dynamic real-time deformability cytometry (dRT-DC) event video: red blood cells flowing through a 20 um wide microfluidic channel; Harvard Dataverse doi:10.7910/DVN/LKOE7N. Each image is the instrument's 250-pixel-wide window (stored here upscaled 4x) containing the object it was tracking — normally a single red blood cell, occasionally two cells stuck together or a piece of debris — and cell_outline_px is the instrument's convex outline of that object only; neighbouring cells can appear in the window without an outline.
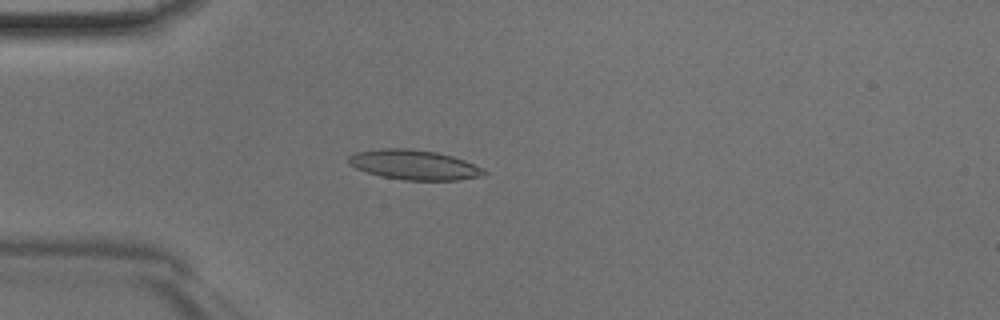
{"species": "Egyptian fruit bat (a non-hibernating species)", "species_latin": "Rousettus aegyptiacus", "temperature_condition": "room temperature", "stored_images_in_passage": 46, "camera_frame_rate_fps": 3000, "um_per_image_px": 0.085, "animal": {"sex": "male"}, "frame": {"image": 1, "passage_image": 13, "time_ms": 4.0, "image_size_px": [1000, 320], "cell_outline_px": [[488, 172], [480, 176], [456, 180], [404, 180], [380, 176], [356, 168], [348, 164], [348, 156], [356, 152], [380, 148], [408, 148], [436, 152], [452, 156], [464, 160], [484, 168]], "centroid_in_image_um": [35.18, 14.0], "position_along_channel_um": 49.8, "area_um2": 23.52}}
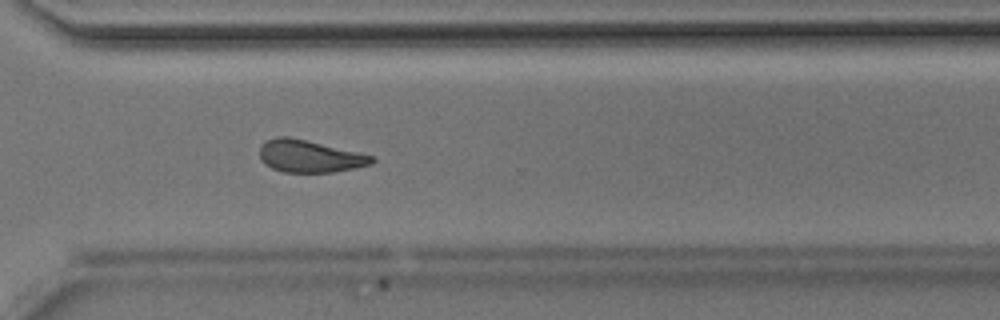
{"frame": {"image": 2, "passage_image": 34, "time_ms": 11.0, "image_size_px": [1000, 320], "cell_outline_px": [[376, 160], [372, 164], [356, 168], [332, 172], [284, 172], [272, 168], [264, 164], [260, 160], [260, 144], [276, 136], [288, 136], [356, 152], [372, 156]], "centroid_in_image_um": [26.27, 13.29], "position_along_channel_um": 344.3, "area_um2": 20.92}}
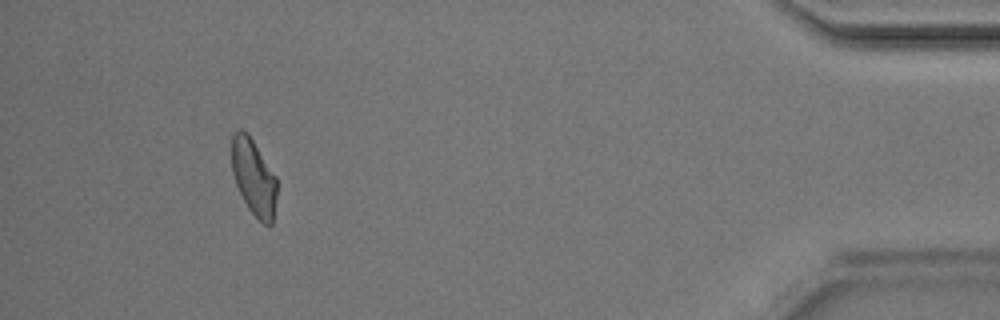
{"frame": {"image": 3, "passage_image": 43, "time_ms": 14.0, "image_size_px": [1000, 320], "cell_outline_px": [[276, 196], [272, 224], [264, 224], [248, 208], [236, 184], [232, 172], [232, 136], [240, 128], [248, 132], [276, 176]], "centroid_in_image_um": [21.56, 15.02], "position_along_channel_um": 413.6, "area_um2": 19.83}}